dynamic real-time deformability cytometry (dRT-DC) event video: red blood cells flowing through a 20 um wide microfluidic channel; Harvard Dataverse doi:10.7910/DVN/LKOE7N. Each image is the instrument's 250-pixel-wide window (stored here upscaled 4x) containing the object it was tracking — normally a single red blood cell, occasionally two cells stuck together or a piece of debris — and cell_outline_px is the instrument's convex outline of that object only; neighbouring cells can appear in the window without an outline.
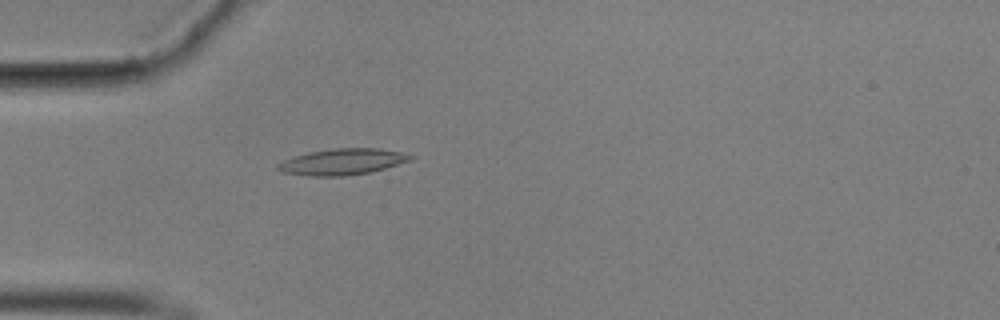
{"species": "common noctule bat (a hibernating species)", "species_latin": "Nyctalus noctula", "temperature_condition": "cold", "stored_images_in_passage": 35, "camera_frame_rate_fps": 3000, "um_per_image_px": 0.085, "animal": {"sex": "male", "body_mass_g": 17.9}, "frame": {"image": 1, "passage_image": 6, "time_ms": 1.667, "image_size_px": [1000, 320], "cell_outline_px": [[416, 156], [412, 160], [384, 168], [368, 172], [344, 176], [308, 176], [284, 172], [276, 168], [276, 164], [284, 160], [308, 152], [332, 148], [380, 148], [400, 152]], "centroid_in_image_um": [29.11, 13.74], "position_along_channel_um": 55.9, "area_um2": 20.11}}
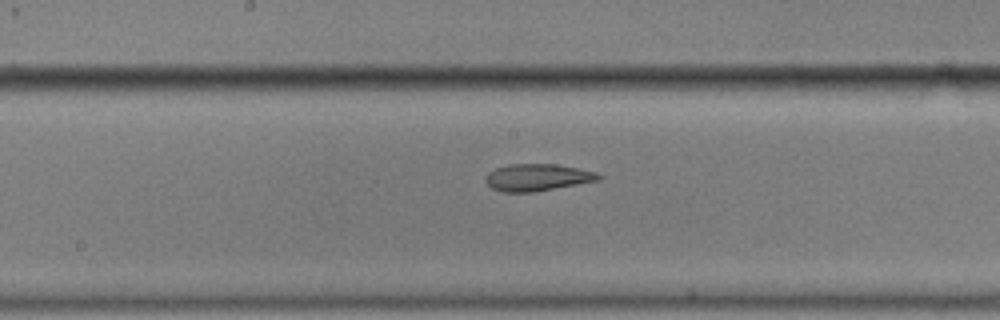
{"frame": {"image": 2, "passage_image": 19, "time_ms": 6.0, "image_size_px": [1000, 320], "cell_outline_px": [[604, 176], [600, 180], [532, 192], [500, 192], [492, 188], [484, 180], [488, 172], [496, 168], [508, 164], [556, 164], [580, 168], [596, 172]], "centroid_in_image_um": [45.68, 15.07], "position_along_channel_um": 202.5, "area_um2": 17.86}}
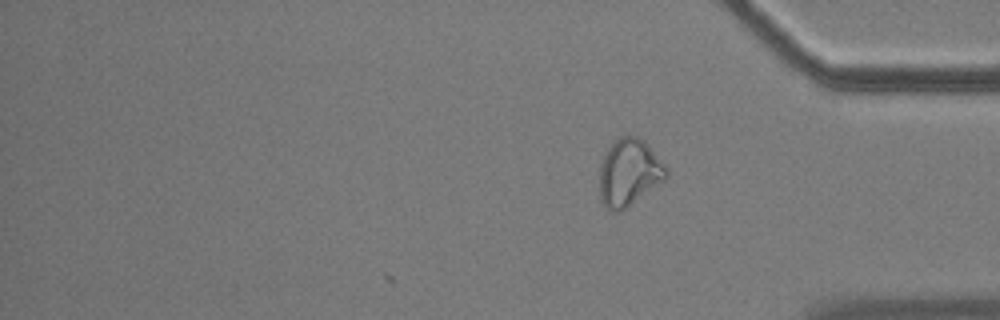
{"frame": {"image": 3, "passage_image": 35, "time_ms": 11.333, "image_size_px": [1000, 320], "cell_outline_px": [[668, 176], [664, 180], [620, 212], [608, 212], [604, 208], [600, 200], [600, 164], [608, 148], [620, 136], [636, 136], [644, 140], [648, 144], [664, 164], [668, 172]], "centroid_in_image_um": [53.45, 14.69], "position_along_channel_um": 381.8, "area_um2": 26.01}, "authors_computed_cell_mechanics": {"area_um2": 17.918, "velocity_mm_per_s": 3.5207, "shape_relaxation_time_tau1_ms": null, "shape_relaxation_time_tau2_ms": 3.0348, "deformation_change_tau1": null, "deformation_change_tau2": 0.0962}}